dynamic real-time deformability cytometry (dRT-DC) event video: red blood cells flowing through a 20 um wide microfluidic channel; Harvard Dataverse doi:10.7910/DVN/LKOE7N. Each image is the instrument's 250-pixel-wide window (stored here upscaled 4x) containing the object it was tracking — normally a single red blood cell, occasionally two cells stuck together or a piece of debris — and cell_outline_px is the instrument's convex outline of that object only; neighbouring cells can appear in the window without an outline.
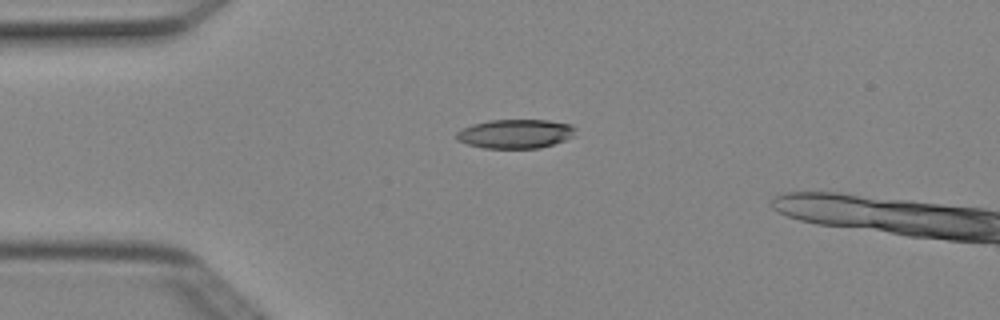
{"species": "Egyptian fruit bat (a non-hibernating species)", "species_latin": "Rousettus aegyptiacus", "temperature_condition": "cold", "stored_images_in_passage": 2, "camera_frame_rate_fps": 3000, "um_per_image_px": 0.085, "animal": {"sex": "female"}, "frame": {"image": 1, "passage_image": 1, "time_ms": 0.0, "image_size_px": [1000, 320], "cell_outline_px": [[576, 128], [572, 136], [564, 140], [540, 148], [484, 148], [468, 144], [456, 140], [456, 132], [460, 128], [472, 124], [488, 120], [548, 120], [572, 124]], "centroid_in_image_um": [43.77, 11.36], "position_along_channel_um": 41.2, "area_um2": 20.23}}